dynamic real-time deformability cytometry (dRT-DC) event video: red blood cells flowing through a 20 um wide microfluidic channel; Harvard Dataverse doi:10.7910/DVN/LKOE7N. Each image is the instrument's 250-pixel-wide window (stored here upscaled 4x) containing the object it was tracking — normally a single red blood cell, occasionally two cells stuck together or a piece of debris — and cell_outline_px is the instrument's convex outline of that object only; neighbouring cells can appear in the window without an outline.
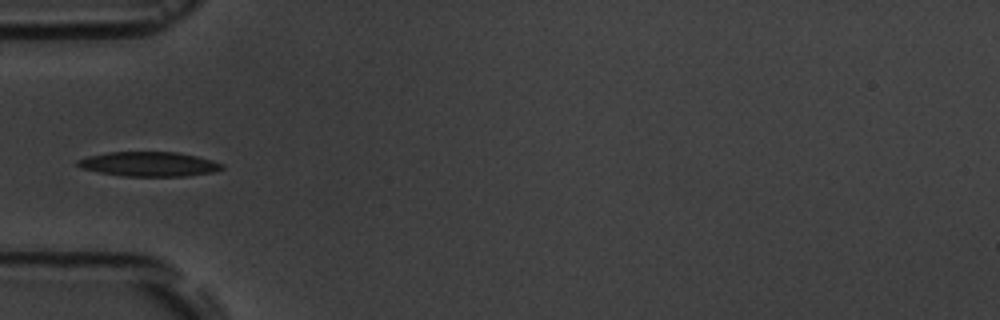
{"species": "common noctule bat (a hibernating species)", "species_latin": "Nyctalus noctula", "temperature_condition": "room temperature", "stored_images_in_passage": 8, "camera_frame_rate_fps": 3000, "um_per_image_px": 0.085, "animal": {"sex": "male", "body_mass_g": 19.5, "forearm_length_mm": 54.6}, "frame": {"image": 1, "passage_image": 5, "time_ms": 4.667, "image_size_px": [1000, 320], "cell_outline_px": [[224, 168], [212, 172], [188, 176], [120, 176], [80, 168], [76, 164], [76, 160], [88, 156], [108, 152], [176, 152], [196, 156], [212, 160], [224, 164]], "centroid_in_image_um": [12.65, 13.95], "position_along_channel_um": 72.4, "area_um2": 20.69}}
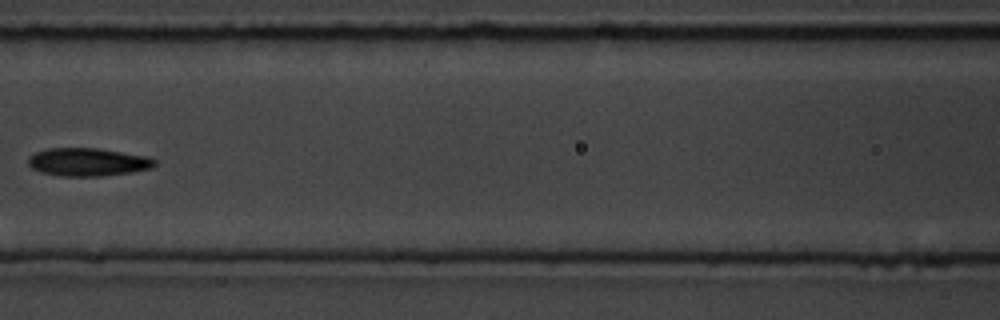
{"frame": {"image": 2, "passage_image": 7, "time_ms": 7.0, "image_size_px": [1000, 320], "cell_outline_px": [[156, 164], [152, 168], [132, 172], [100, 176], [60, 176], [40, 172], [32, 168], [28, 164], [28, 156], [36, 152], [48, 148], [96, 148], [148, 156], [156, 160]], "centroid_in_image_um": [7.46, 13.77], "position_along_channel_um": 159.1, "area_um2": 20.75}}
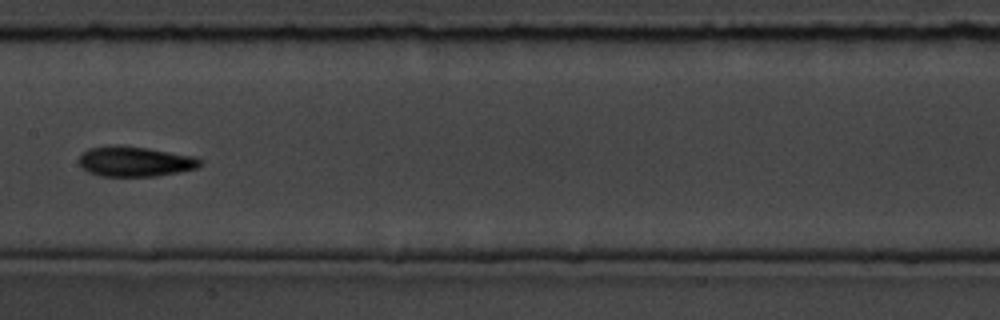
{"frame": {"image": 3, "passage_image": 8, "time_ms": 8.0, "image_size_px": [1000, 320], "cell_outline_px": [[204, 160], [196, 168], [180, 172], [156, 176], [100, 176], [88, 172], [80, 168], [76, 160], [88, 148], [112, 144], [120, 144], [148, 148], [196, 156]], "centroid_in_image_um": [11.44, 13.71], "position_along_channel_um": 196.0, "area_um2": 21.79}}